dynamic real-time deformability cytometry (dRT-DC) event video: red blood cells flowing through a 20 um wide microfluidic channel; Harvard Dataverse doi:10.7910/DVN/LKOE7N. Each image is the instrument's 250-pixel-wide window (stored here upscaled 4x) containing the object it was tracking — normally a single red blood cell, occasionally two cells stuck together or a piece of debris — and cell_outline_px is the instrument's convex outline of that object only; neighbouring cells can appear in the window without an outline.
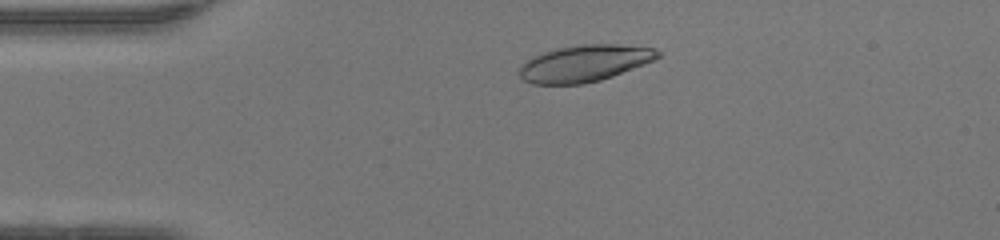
{"species": "human", "species_latin": "Homo sapiens", "temperature_condition": "warm", "stored_images_in_passage": 45, "camera_frame_rate_fps": 3000, "um_per_image_px": 0.085, "donor": {"sex": "female"}, "frame": {"image": 1, "passage_image": 7, "time_ms": 2.0, "image_size_px": [1000, 240], "cell_outline_px": [[660, 56], [644, 64], [612, 76], [600, 80], [584, 84], [532, 84], [524, 80], [520, 76], [520, 68], [532, 56], [556, 48], [580, 44], [616, 44], [656, 48], [660, 52]], "centroid_in_image_um": [49.69, 5.38], "position_along_channel_um": 35.3, "area_um2": 29.36}}
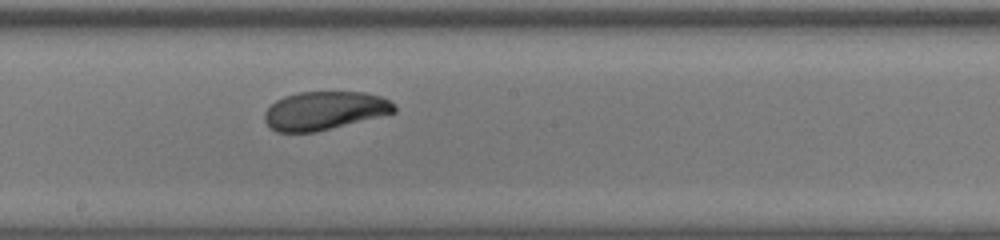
{"frame": {"image": 2, "passage_image": 23, "time_ms": 7.333, "image_size_px": [1000, 240], "cell_outline_px": [[396, 112], [316, 132], [276, 132], [268, 128], [264, 120], [264, 112], [276, 100], [284, 96], [300, 92], [364, 92], [384, 96], [396, 104]], "centroid_in_image_um": [27.58, 9.4], "position_along_channel_um": 220.6, "area_um2": 29.25}}
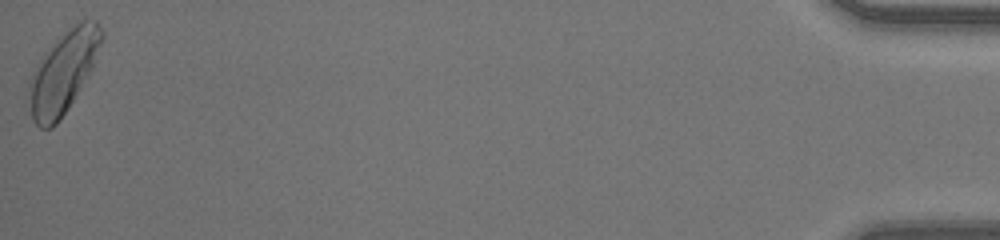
{"frame": {"image": 3, "passage_image": 45, "time_ms": 14.667, "image_size_px": [1000, 240], "cell_outline_px": [[104, 40], [92, 68], [68, 108], [56, 124], [52, 128], [40, 128], [32, 120], [28, 84], [28, 80], [32, 72], [48, 48], [80, 20], [96, 20], [104, 32]], "centroid_in_image_um": [5.39, 6.13], "position_along_channel_um": 429.8, "area_um2": 34.04}, "authors_computed_cell_mechanics": {"area_um2": 30.056, "velocity_mm_per_s": 4.2525, "shape_relaxation_time_tau1_ms": 3.5136, "shape_relaxation_time_tau2_ms": 3.2473, "deformation_change_tau1": 0.1561, "deformation_change_tau2": 0.0774}}